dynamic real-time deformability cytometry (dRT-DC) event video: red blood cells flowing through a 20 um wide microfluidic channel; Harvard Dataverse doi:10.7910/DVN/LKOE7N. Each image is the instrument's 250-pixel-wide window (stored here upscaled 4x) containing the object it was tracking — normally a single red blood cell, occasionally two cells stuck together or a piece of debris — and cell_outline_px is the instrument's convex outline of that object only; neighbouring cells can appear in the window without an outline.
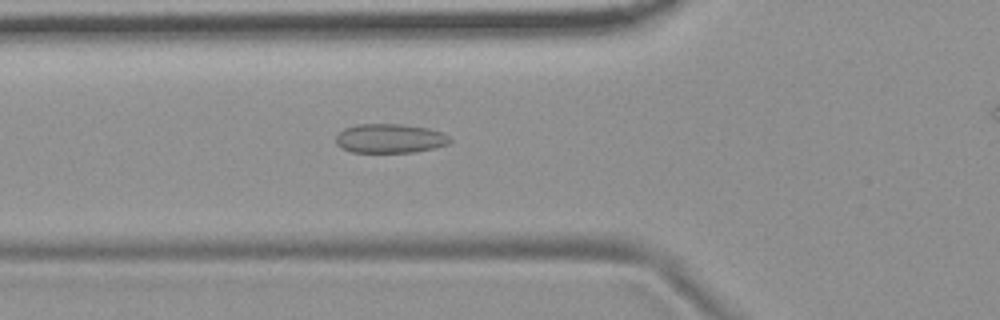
{"species": "common noctule bat (a hibernating species)", "species_latin": "Nyctalus noctula", "temperature_condition": "room temperature", "stored_images_in_passage": 49, "camera_frame_rate_fps": 3000, "um_per_image_px": 0.085, "animal": {"sex": "female", "body_mass_g": 19.9}, "frame": {"image": 1, "passage_image": 20, "time_ms": 6.333, "image_size_px": [1000, 320], "cell_outline_px": [[452, 140], [448, 144], [436, 148], [416, 152], [352, 152], [336, 144], [336, 136], [344, 128], [356, 124], [400, 124], [428, 128], [444, 132]], "centroid_in_image_um": [33.18, 11.76], "position_along_channel_um": 92.6, "area_um2": 19.48}}
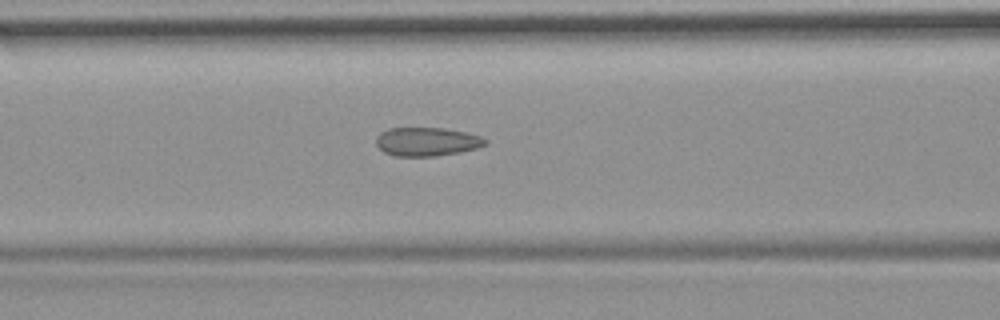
{"frame": {"image": 2, "passage_image": 23, "time_ms": 7.333, "image_size_px": [1000, 320], "cell_outline_px": [[488, 144], [476, 148], [460, 152], [436, 156], [396, 156], [384, 152], [376, 144], [376, 136], [380, 132], [388, 128], [444, 128], [464, 132], [480, 136], [488, 140]], "centroid_in_image_um": [36.28, 12.04], "position_along_channel_um": 130.3, "area_um2": 18.26}}
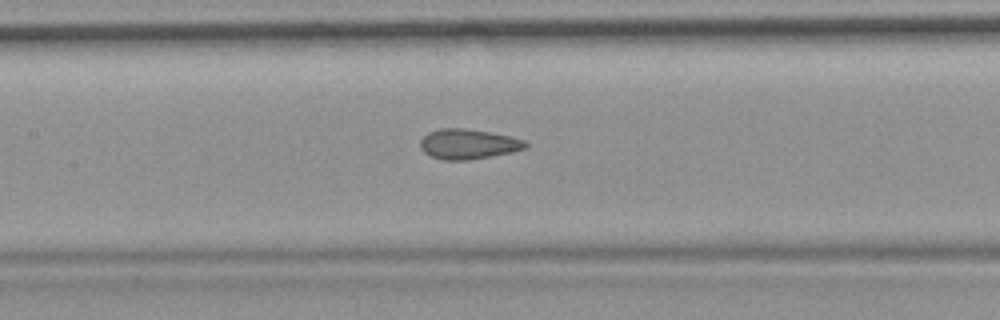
{"frame": {"image": 3, "passage_image": 26, "time_ms": 8.333, "image_size_px": [1000, 320], "cell_outline_px": [[528, 148], [512, 152], [468, 160], [444, 160], [432, 156], [424, 152], [420, 148], [420, 140], [428, 132], [440, 128], [464, 128], [492, 132], [524, 140], [528, 144]], "centroid_in_image_um": [39.79, 12.24], "position_along_channel_um": 167.6, "area_um2": 18.44}}